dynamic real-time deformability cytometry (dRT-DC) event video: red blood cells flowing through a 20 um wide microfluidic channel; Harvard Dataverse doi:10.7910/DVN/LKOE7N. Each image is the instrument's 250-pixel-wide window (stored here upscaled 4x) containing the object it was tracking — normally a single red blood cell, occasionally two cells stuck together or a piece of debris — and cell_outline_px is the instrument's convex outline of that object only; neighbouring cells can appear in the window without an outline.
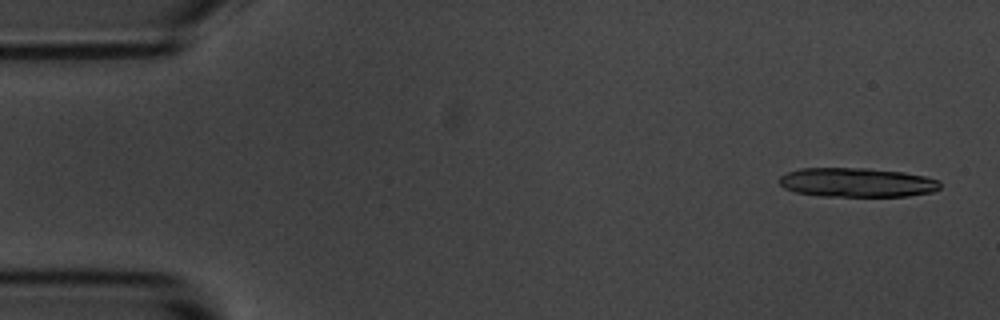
{"species": "common noctule bat (a hibernating species)", "species_latin": "Nyctalus noctula", "temperature_condition": "room temperature", "stored_images_in_passage": 13, "camera_frame_rate_fps": 3000, "um_per_image_px": 0.085, "animal": {"sex": "male", "body_mass_g": 20.1, "forearm_length_mm": 53.5}, "frame": {"image": 1, "passage_image": 2, "time_ms": 0.333, "image_size_px": [1000, 320], "cell_outline_px": [[940, 188], [932, 192], [908, 196], [820, 196], [796, 192], [784, 188], [776, 180], [780, 176], [788, 172], [800, 168], [868, 168], [904, 172], [924, 176], [940, 180]], "centroid_in_image_um": [72.82, 15.5], "position_along_channel_um": 12.2, "area_um2": 27.57}}